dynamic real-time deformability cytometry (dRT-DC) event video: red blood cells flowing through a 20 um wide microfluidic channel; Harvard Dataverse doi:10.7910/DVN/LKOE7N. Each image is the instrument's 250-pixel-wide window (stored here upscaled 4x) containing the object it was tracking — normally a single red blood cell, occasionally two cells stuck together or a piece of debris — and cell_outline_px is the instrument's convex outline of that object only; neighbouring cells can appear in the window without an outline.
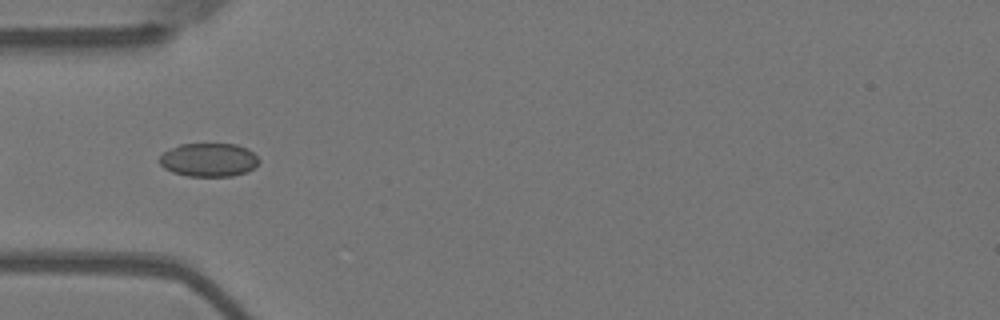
{"species": "Egyptian fruit bat (a non-hibernating species)", "species_latin": "Rousettus aegyptiacus", "temperature_condition": "warm", "stored_images_in_passage": 41, "camera_frame_rate_fps": 3000, "um_per_image_px": 0.085, "animal": {"sex": "female"}, "frame": {"image": 1, "passage_image": 3, "time_ms": 0.667, "image_size_px": [1000, 320], "cell_outline_px": [[260, 160], [252, 168], [244, 172], [232, 176], [188, 176], [172, 172], [164, 168], [160, 164], [160, 156], [164, 152], [180, 144], [236, 144], [248, 148]], "centroid_in_image_um": [17.73, 13.58], "position_along_channel_um": 67.3, "area_um2": 19.25}}
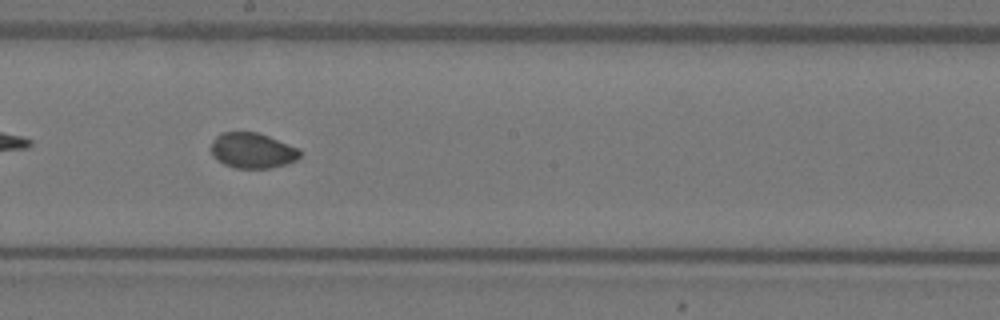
{"frame": {"image": 2, "passage_image": 16, "time_ms": 5.0, "image_size_px": [1000, 320], "cell_outline_px": [[300, 156], [296, 160], [272, 168], [236, 168], [224, 164], [212, 156], [212, 144], [216, 136], [224, 132], [256, 132], [268, 136], [296, 148], [300, 152]], "centroid_in_image_um": [21.43, 12.8], "position_along_channel_um": 226.8, "area_um2": 17.98}}
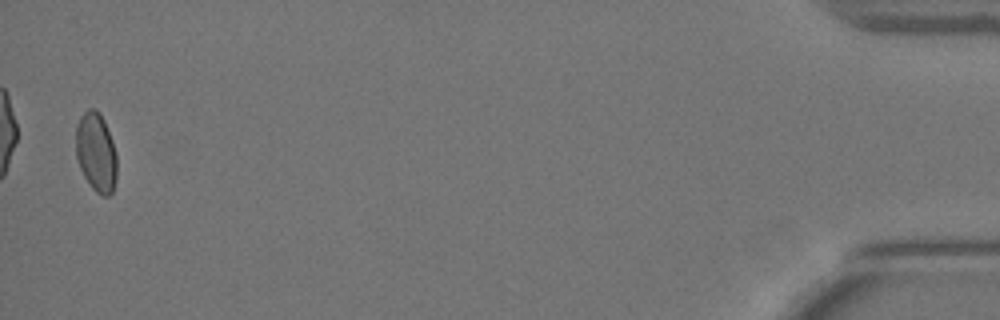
{"frame": {"image": 3, "passage_image": 40, "time_ms": 13.0, "image_size_px": [1000, 320], "cell_outline_px": [[116, 180], [112, 192], [108, 196], [104, 196], [96, 192], [92, 188], [84, 176], [80, 168], [76, 156], [76, 128], [80, 116], [88, 108], [96, 108], [100, 112], [104, 120], [112, 140], [116, 156]], "centroid_in_image_um": [8.16, 12.92], "position_along_channel_um": 427.0, "area_um2": 18.96}, "authors_computed_cell_mechanics": {"area_um2": 18.8428, "velocity_mm_per_s": 3.6578, "shape_relaxation_time_tau1_ms": null, "shape_relaxation_time_tau2_ms": 2.2182, "deformation_change_tau1": null, "deformation_change_tau2": 0.03}}